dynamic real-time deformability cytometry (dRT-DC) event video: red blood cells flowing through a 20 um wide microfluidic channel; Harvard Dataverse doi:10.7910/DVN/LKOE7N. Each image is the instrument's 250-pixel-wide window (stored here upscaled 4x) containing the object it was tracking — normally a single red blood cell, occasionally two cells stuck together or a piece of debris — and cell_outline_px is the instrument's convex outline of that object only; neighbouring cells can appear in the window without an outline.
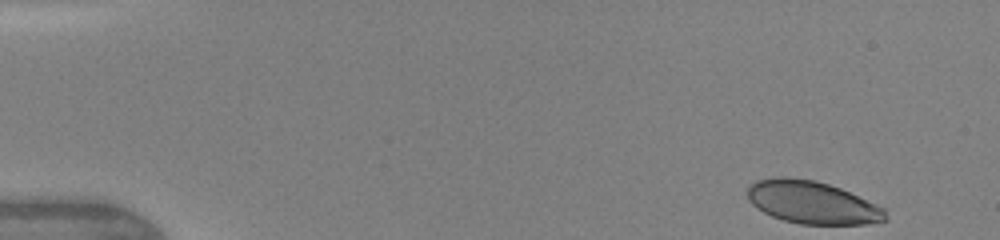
{"species": "human", "species_latin": "Homo sapiens", "temperature_condition": "warm", "stored_images_in_passage": 8, "camera_frame_rate_fps": 3000, "um_per_image_px": 0.085, "donor": {"sex": "female"}, "frame": {"image": 1, "passage_image": 1, "time_ms": 0.0, "image_size_px": [1000, 240], "cell_outline_px": [[888, 220], [868, 224], [800, 224], [784, 220], [772, 216], [756, 208], [748, 200], [748, 188], [756, 180], [776, 176], [784, 176], [812, 180], [828, 184], [840, 188], [876, 204], [884, 208]], "centroid_in_image_um": [69.02, 17.21], "position_along_channel_um": 16.0, "area_um2": 34.22}}
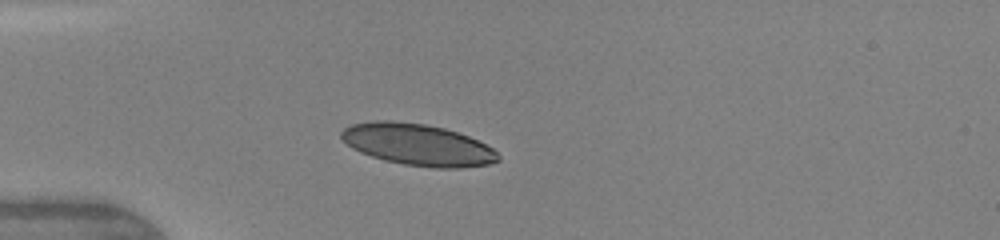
{"frame": {"image": 2, "passage_image": 4, "time_ms": 3.333, "image_size_px": [1000, 240], "cell_outline_px": [[500, 160], [488, 164], [460, 168], [432, 168], [404, 164], [384, 160], [360, 152], [352, 148], [340, 136], [340, 132], [344, 128], [352, 124], [372, 120], [392, 120], [424, 124], [444, 128], [468, 136], [492, 148], [500, 156]], "centroid_in_image_um": [35.49, 12.29], "position_along_channel_um": 49.5, "area_um2": 37.92}}